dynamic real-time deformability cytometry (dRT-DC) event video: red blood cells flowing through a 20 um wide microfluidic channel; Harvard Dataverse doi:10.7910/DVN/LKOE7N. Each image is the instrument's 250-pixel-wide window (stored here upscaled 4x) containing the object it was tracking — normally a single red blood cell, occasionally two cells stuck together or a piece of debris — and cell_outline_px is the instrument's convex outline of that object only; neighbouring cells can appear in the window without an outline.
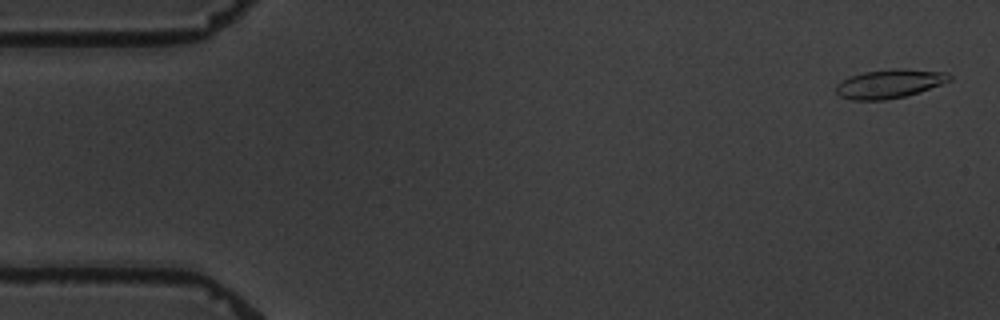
{"species": "common noctule bat (a hibernating species)", "species_latin": "Nyctalus noctula", "temperature_condition": "warm", "stored_images_in_passage": 10, "camera_frame_rate_fps": 3000, "um_per_image_px": 0.085, "animal": {"sex": "male", "body_mass_g": 19.5, "forearm_length_mm": 54.6}, "frame": {"image": 1, "passage_image": 1, "time_ms": 0.0, "image_size_px": [1000, 320], "cell_outline_px": [[952, 80], [904, 96], [884, 100], [852, 100], [840, 96], [836, 92], [836, 84], [848, 76], [864, 72], [892, 68], [904, 68], [948, 72], [952, 76]], "centroid_in_image_um": [75.59, 7.09], "position_along_channel_um": 9.4, "area_um2": 19.07}}
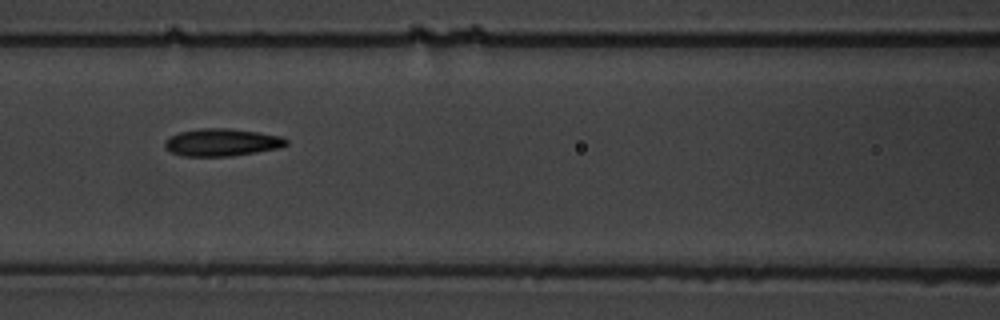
{"frame": {"image": 2, "passage_image": 7, "time_ms": 7.667, "image_size_px": [1000, 320], "cell_outline_px": [[288, 144], [280, 148], [232, 156], [184, 156], [172, 152], [164, 148], [164, 140], [180, 132], [200, 128], [228, 128], [284, 136], [288, 140]], "centroid_in_image_um": [18.88, 12.1], "position_along_channel_um": 147.7, "area_um2": 19.48}}
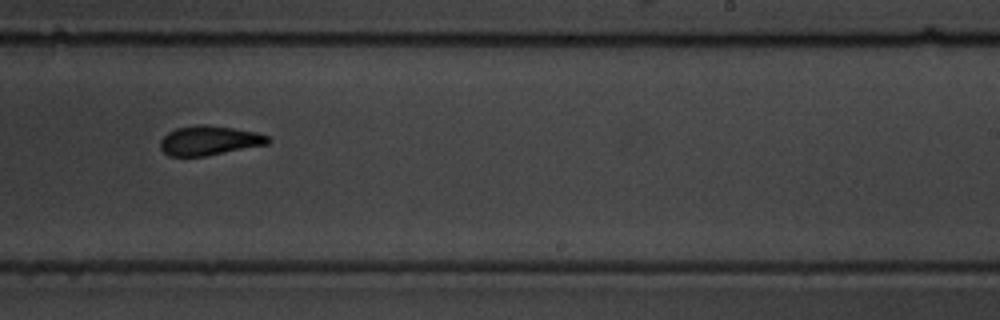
{"frame": {"image": 3, "passage_image": 10, "time_ms": 11.333, "image_size_px": [1000, 320], "cell_outline_px": [[272, 140], [268, 144], [208, 156], [168, 156], [160, 148], [160, 140], [168, 132], [176, 128], [200, 124], [204, 124], [232, 128], [256, 132], [268, 136]], "centroid_in_image_um": [17.79, 11.95], "position_along_channel_um": 271.2, "area_um2": 18.55}}